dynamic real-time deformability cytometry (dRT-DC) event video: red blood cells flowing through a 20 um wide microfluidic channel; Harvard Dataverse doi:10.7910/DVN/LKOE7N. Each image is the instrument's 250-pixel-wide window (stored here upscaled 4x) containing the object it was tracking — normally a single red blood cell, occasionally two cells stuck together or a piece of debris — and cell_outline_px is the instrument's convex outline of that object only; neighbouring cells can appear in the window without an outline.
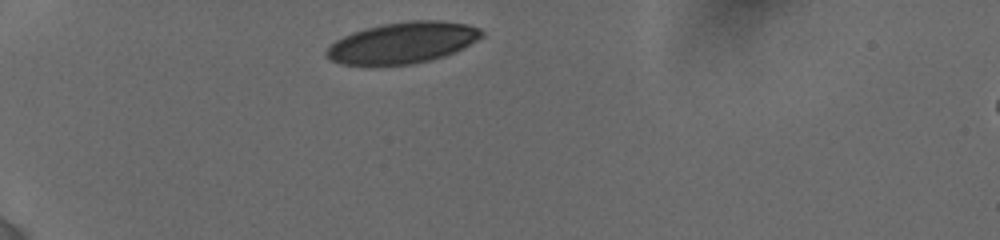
{"species": "human", "species_latin": "Homo sapiens", "temperature_condition": "cold", "stored_images_in_passage": 3, "camera_frame_rate_fps": 3000, "um_per_image_px": 0.085, "donor": {"sex": "female"}, "frame": {"image": 1, "passage_image": 1, "time_ms": 0.0, "image_size_px": [1000, 240], "cell_outline_px": [[484, 36], [464, 48], [444, 56], [432, 60], [412, 64], [340, 64], [328, 60], [324, 52], [336, 40], [352, 32], [364, 28], [384, 24], [412, 20], [440, 20], [464, 24], [480, 28], [484, 32]], "centroid_in_image_um": [34.24, 3.63], "position_along_channel_um": 50.8, "area_um2": 37.17}}
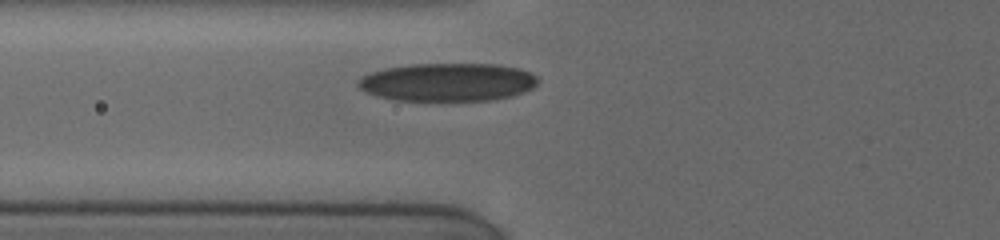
{"frame": {"image": 2, "passage_image": 3, "time_ms": 2.0, "image_size_px": [1000, 240], "cell_outline_px": [[536, 84], [532, 88], [524, 92], [512, 96], [492, 100], [392, 100], [376, 96], [364, 92], [356, 84], [356, 80], [360, 76], [384, 68], [412, 64], [496, 64], [520, 68], [536, 76]], "centroid_in_image_um": [37.99, 6.98], "position_along_channel_um": 87.8, "area_um2": 40.11}}